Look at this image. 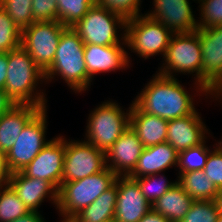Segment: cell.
<instances>
[{
  "mask_svg": "<svg viewBox=\"0 0 222 222\" xmlns=\"http://www.w3.org/2000/svg\"><path fill=\"white\" fill-rule=\"evenodd\" d=\"M130 127L144 147L166 142L168 120L142 112L133 102L130 110Z\"/></svg>",
  "mask_w": 222,
  "mask_h": 222,
  "instance_id": "obj_21",
  "label": "cell"
},
{
  "mask_svg": "<svg viewBox=\"0 0 222 222\" xmlns=\"http://www.w3.org/2000/svg\"><path fill=\"white\" fill-rule=\"evenodd\" d=\"M61 217H63V220L61 222H78L74 216L61 215Z\"/></svg>",
  "mask_w": 222,
  "mask_h": 222,
  "instance_id": "obj_42",
  "label": "cell"
},
{
  "mask_svg": "<svg viewBox=\"0 0 222 222\" xmlns=\"http://www.w3.org/2000/svg\"><path fill=\"white\" fill-rule=\"evenodd\" d=\"M219 213L216 200H194L180 222H216Z\"/></svg>",
  "mask_w": 222,
  "mask_h": 222,
  "instance_id": "obj_32",
  "label": "cell"
},
{
  "mask_svg": "<svg viewBox=\"0 0 222 222\" xmlns=\"http://www.w3.org/2000/svg\"><path fill=\"white\" fill-rule=\"evenodd\" d=\"M34 22L58 21L57 0H32Z\"/></svg>",
  "mask_w": 222,
  "mask_h": 222,
  "instance_id": "obj_34",
  "label": "cell"
},
{
  "mask_svg": "<svg viewBox=\"0 0 222 222\" xmlns=\"http://www.w3.org/2000/svg\"><path fill=\"white\" fill-rule=\"evenodd\" d=\"M41 110L33 105H14L0 116V149L6 154L26 124Z\"/></svg>",
  "mask_w": 222,
  "mask_h": 222,
  "instance_id": "obj_22",
  "label": "cell"
},
{
  "mask_svg": "<svg viewBox=\"0 0 222 222\" xmlns=\"http://www.w3.org/2000/svg\"><path fill=\"white\" fill-rule=\"evenodd\" d=\"M47 108L41 109L22 129L14 145L6 153L10 173L22 171L50 142L46 141Z\"/></svg>",
  "mask_w": 222,
  "mask_h": 222,
  "instance_id": "obj_9",
  "label": "cell"
},
{
  "mask_svg": "<svg viewBox=\"0 0 222 222\" xmlns=\"http://www.w3.org/2000/svg\"><path fill=\"white\" fill-rule=\"evenodd\" d=\"M202 50L201 86L222 99V26L198 28ZM219 97V98H218Z\"/></svg>",
  "mask_w": 222,
  "mask_h": 222,
  "instance_id": "obj_11",
  "label": "cell"
},
{
  "mask_svg": "<svg viewBox=\"0 0 222 222\" xmlns=\"http://www.w3.org/2000/svg\"><path fill=\"white\" fill-rule=\"evenodd\" d=\"M217 145L220 147V149L222 150V139L220 142L217 143Z\"/></svg>",
  "mask_w": 222,
  "mask_h": 222,
  "instance_id": "obj_44",
  "label": "cell"
},
{
  "mask_svg": "<svg viewBox=\"0 0 222 222\" xmlns=\"http://www.w3.org/2000/svg\"><path fill=\"white\" fill-rule=\"evenodd\" d=\"M0 7L7 12L21 31L34 22L32 0H0Z\"/></svg>",
  "mask_w": 222,
  "mask_h": 222,
  "instance_id": "obj_29",
  "label": "cell"
},
{
  "mask_svg": "<svg viewBox=\"0 0 222 222\" xmlns=\"http://www.w3.org/2000/svg\"><path fill=\"white\" fill-rule=\"evenodd\" d=\"M8 184L30 211L38 212L39 206L46 197L54 203L55 207L57 206L58 190L49 181L31 178L18 171L10 174Z\"/></svg>",
  "mask_w": 222,
  "mask_h": 222,
  "instance_id": "obj_19",
  "label": "cell"
},
{
  "mask_svg": "<svg viewBox=\"0 0 222 222\" xmlns=\"http://www.w3.org/2000/svg\"><path fill=\"white\" fill-rule=\"evenodd\" d=\"M216 222H222V213H219Z\"/></svg>",
  "mask_w": 222,
  "mask_h": 222,
  "instance_id": "obj_43",
  "label": "cell"
},
{
  "mask_svg": "<svg viewBox=\"0 0 222 222\" xmlns=\"http://www.w3.org/2000/svg\"><path fill=\"white\" fill-rule=\"evenodd\" d=\"M96 4L95 0H57L58 21L73 27Z\"/></svg>",
  "mask_w": 222,
  "mask_h": 222,
  "instance_id": "obj_27",
  "label": "cell"
},
{
  "mask_svg": "<svg viewBox=\"0 0 222 222\" xmlns=\"http://www.w3.org/2000/svg\"><path fill=\"white\" fill-rule=\"evenodd\" d=\"M205 144L206 141L198 146L190 147L179 153L177 166L180 169L179 173L204 169L207 157L211 151Z\"/></svg>",
  "mask_w": 222,
  "mask_h": 222,
  "instance_id": "obj_30",
  "label": "cell"
},
{
  "mask_svg": "<svg viewBox=\"0 0 222 222\" xmlns=\"http://www.w3.org/2000/svg\"><path fill=\"white\" fill-rule=\"evenodd\" d=\"M192 97L177 78L164 76L156 71L132 102L142 112L172 120L196 111Z\"/></svg>",
  "mask_w": 222,
  "mask_h": 222,
  "instance_id": "obj_1",
  "label": "cell"
},
{
  "mask_svg": "<svg viewBox=\"0 0 222 222\" xmlns=\"http://www.w3.org/2000/svg\"><path fill=\"white\" fill-rule=\"evenodd\" d=\"M203 172L218 190H222V150L217 144L209 152Z\"/></svg>",
  "mask_w": 222,
  "mask_h": 222,
  "instance_id": "obj_33",
  "label": "cell"
},
{
  "mask_svg": "<svg viewBox=\"0 0 222 222\" xmlns=\"http://www.w3.org/2000/svg\"><path fill=\"white\" fill-rule=\"evenodd\" d=\"M193 201V198L177 182L153 203L152 209L170 222H180L189 211Z\"/></svg>",
  "mask_w": 222,
  "mask_h": 222,
  "instance_id": "obj_23",
  "label": "cell"
},
{
  "mask_svg": "<svg viewBox=\"0 0 222 222\" xmlns=\"http://www.w3.org/2000/svg\"><path fill=\"white\" fill-rule=\"evenodd\" d=\"M21 46V30L14 24L7 12L0 7V53Z\"/></svg>",
  "mask_w": 222,
  "mask_h": 222,
  "instance_id": "obj_31",
  "label": "cell"
},
{
  "mask_svg": "<svg viewBox=\"0 0 222 222\" xmlns=\"http://www.w3.org/2000/svg\"><path fill=\"white\" fill-rule=\"evenodd\" d=\"M158 175L160 176L159 178L157 177ZM134 180L138 183L142 194L151 206L177 183V180L175 182L168 181L167 178L165 179V176L163 174L160 175V173L143 176Z\"/></svg>",
  "mask_w": 222,
  "mask_h": 222,
  "instance_id": "obj_28",
  "label": "cell"
},
{
  "mask_svg": "<svg viewBox=\"0 0 222 222\" xmlns=\"http://www.w3.org/2000/svg\"><path fill=\"white\" fill-rule=\"evenodd\" d=\"M125 45L126 43L109 46L84 44V60L88 77L93 80L98 73H108L128 68L130 57L124 49V47H127Z\"/></svg>",
  "mask_w": 222,
  "mask_h": 222,
  "instance_id": "obj_16",
  "label": "cell"
},
{
  "mask_svg": "<svg viewBox=\"0 0 222 222\" xmlns=\"http://www.w3.org/2000/svg\"><path fill=\"white\" fill-rule=\"evenodd\" d=\"M216 202L218 203L220 213H222V190H219Z\"/></svg>",
  "mask_w": 222,
  "mask_h": 222,
  "instance_id": "obj_41",
  "label": "cell"
},
{
  "mask_svg": "<svg viewBox=\"0 0 222 222\" xmlns=\"http://www.w3.org/2000/svg\"><path fill=\"white\" fill-rule=\"evenodd\" d=\"M31 212L8 184L0 187V222H12Z\"/></svg>",
  "mask_w": 222,
  "mask_h": 222,
  "instance_id": "obj_26",
  "label": "cell"
},
{
  "mask_svg": "<svg viewBox=\"0 0 222 222\" xmlns=\"http://www.w3.org/2000/svg\"><path fill=\"white\" fill-rule=\"evenodd\" d=\"M115 101L108 100L98 105L89 114L85 140L104 153L130 127L129 106L126 113Z\"/></svg>",
  "mask_w": 222,
  "mask_h": 222,
  "instance_id": "obj_5",
  "label": "cell"
},
{
  "mask_svg": "<svg viewBox=\"0 0 222 222\" xmlns=\"http://www.w3.org/2000/svg\"><path fill=\"white\" fill-rule=\"evenodd\" d=\"M177 182L193 200H216L219 190L203 170L178 173Z\"/></svg>",
  "mask_w": 222,
  "mask_h": 222,
  "instance_id": "obj_25",
  "label": "cell"
},
{
  "mask_svg": "<svg viewBox=\"0 0 222 222\" xmlns=\"http://www.w3.org/2000/svg\"><path fill=\"white\" fill-rule=\"evenodd\" d=\"M14 102L8 97L4 90L0 89V116L14 106Z\"/></svg>",
  "mask_w": 222,
  "mask_h": 222,
  "instance_id": "obj_38",
  "label": "cell"
},
{
  "mask_svg": "<svg viewBox=\"0 0 222 222\" xmlns=\"http://www.w3.org/2000/svg\"><path fill=\"white\" fill-rule=\"evenodd\" d=\"M8 53H0V89L4 90L7 77Z\"/></svg>",
  "mask_w": 222,
  "mask_h": 222,
  "instance_id": "obj_37",
  "label": "cell"
},
{
  "mask_svg": "<svg viewBox=\"0 0 222 222\" xmlns=\"http://www.w3.org/2000/svg\"><path fill=\"white\" fill-rule=\"evenodd\" d=\"M163 59L165 62L163 61L157 73L174 78L176 73L184 75L195 73L193 76L197 93L211 95L201 86L202 50L197 30L173 33Z\"/></svg>",
  "mask_w": 222,
  "mask_h": 222,
  "instance_id": "obj_4",
  "label": "cell"
},
{
  "mask_svg": "<svg viewBox=\"0 0 222 222\" xmlns=\"http://www.w3.org/2000/svg\"><path fill=\"white\" fill-rule=\"evenodd\" d=\"M172 35L168 28L144 14L126 20V46L145 60L157 54L164 58Z\"/></svg>",
  "mask_w": 222,
  "mask_h": 222,
  "instance_id": "obj_8",
  "label": "cell"
},
{
  "mask_svg": "<svg viewBox=\"0 0 222 222\" xmlns=\"http://www.w3.org/2000/svg\"><path fill=\"white\" fill-rule=\"evenodd\" d=\"M10 174L6 164V154L0 149V187L8 185Z\"/></svg>",
  "mask_w": 222,
  "mask_h": 222,
  "instance_id": "obj_36",
  "label": "cell"
},
{
  "mask_svg": "<svg viewBox=\"0 0 222 222\" xmlns=\"http://www.w3.org/2000/svg\"><path fill=\"white\" fill-rule=\"evenodd\" d=\"M125 25L126 19L122 15L111 11L105 5L96 4L72 28L84 44L109 46L126 43ZM118 29H123V34L119 35L121 30Z\"/></svg>",
  "mask_w": 222,
  "mask_h": 222,
  "instance_id": "obj_7",
  "label": "cell"
},
{
  "mask_svg": "<svg viewBox=\"0 0 222 222\" xmlns=\"http://www.w3.org/2000/svg\"><path fill=\"white\" fill-rule=\"evenodd\" d=\"M116 202L117 185L114 183L74 217L78 222H114Z\"/></svg>",
  "mask_w": 222,
  "mask_h": 222,
  "instance_id": "obj_24",
  "label": "cell"
},
{
  "mask_svg": "<svg viewBox=\"0 0 222 222\" xmlns=\"http://www.w3.org/2000/svg\"><path fill=\"white\" fill-rule=\"evenodd\" d=\"M106 168L105 153L87 141L66 140L62 182L78 181Z\"/></svg>",
  "mask_w": 222,
  "mask_h": 222,
  "instance_id": "obj_12",
  "label": "cell"
},
{
  "mask_svg": "<svg viewBox=\"0 0 222 222\" xmlns=\"http://www.w3.org/2000/svg\"><path fill=\"white\" fill-rule=\"evenodd\" d=\"M179 153L166 141L145 147L134 170L128 175L131 179L165 172L178 166Z\"/></svg>",
  "mask_w": 222,
  "mask_h": 222,
  "instance_id": "obj_20",
  "label": "cell"
},
{
  "mask_svg": "<svg viewBox=\"0 0 222 222\" xmlns=\"http://www.w3.org/2000/svg\"><path fill=\"white\" fill-rule=\"evenodd\" d=\"M208 133L197 110L185 117L168 120L166 141L178 152L202 144Z\"/></svg>",
  "mask_w": 222,
  "mask_h": 222,
  "instance_id": "obj_18",
  "label": "cell"
},
{
  "mask_svg": "<svg viewBox=\"0 0 222 222\" xmlns=\"http://www.w3.org/2000/svg\"><path fill=\"white\" fill-rule=\"evenodd\" d=\"M116 177L117 175L106 167L103 171L78 181L62 182L58 189L56 209L60 215L75 216L109 189Z\"/></svg>",
  "mask_w": 222,
  "mask_h": 222,
  "instance_id": "obj_6",
  "label": "cell"
},
{
  "mask_svg": "<svg viewBox=\"0 0 222 222\" xmlns=\"http://www.w3.org/2000/svg\"><path fill=\"white\" fill-rule=\"evenodd\" d=\"M195 1V0H193ZM189 0H154V10L145 15L152 18L172 33H186L198 29Z\"/></svg>",
  "mask_w": 222,
  "mask_h": 222,
  "instance_id": "obj_15",
  "label": "cell"
},
{
  "mask_svg": "<svg viewBox=\"0 0 222 222\" xmlns=\"http://www.w3.org/2000/svg\"><path fill=\"white\" fill-rule=\"evenodd\" d=\"M64 156L65 138L64 136H56L22 172L28 177L49 181L58 190L62 183Z\"/></svg>",
  "mask_w": 222,
  "mask_h": 222,
  "instance_id": "obj_13",
  "label": "cell"
},
{
  "mask_svg": "<svg viewBox=\"0 0 222 222\" xmlns=\"http://www.w3.org/2000/svg\"><path fill=\"white\" fill-rule=\"evenodd\" d=\"M43 81L45 82L44 72L22 46L8 52L4 91L14 104L47 108L45 93L37 90L38 84Z\"/></svg>",
  "mask_w": 222,
  "mask_h": 222,
  "instance_id": "obj_2",
  "label": "cell"
},
{
  "mask_svg": "<svg viewBox=\"0 0 222 222\" xmlns=\"http://www.w3.org/2000/svg\"><path fill=\"white\" fill-rule=\"evenodd\" d=\"M65 28L59 21L33 22L21 31V46L44 73L53 63Z\"/></svg>",
  "mask_w": 222,
  "mask_h": 222,
  "instance_id": "obj_10",
  "label": "cell"
},
{
  "mask_svg": "<svg viewBox=\"0 0 222 222\" xmlns=\"http://www.w3.org/2000/svg\"><path fill=\"white\" fill-rule=\"evenodd\" d=\"M144 148L137 134L129 127L105 152L106 167L117 176H128L134 170Z\"/></svg>",
  "mask_w": 222,
  "mask_h": 222,
  "instance_id": "obj_17",
  "label": "cell"
},
{
  "mask_svg": "<svg viewBox=\"0 0 222 222\" xmlns=\"http://www.w3.org/2000/svg\"><path fill=\"white\" fill-rule=\"evenodd\" d=\"M44 75L45 83L56 75L61 76L67 86L79 94L91 85L84 60V43L72 27L63 30L53 63Z\"/></svg>",
  "mask_w": 222,
  "mask_h": 222,
  "instance_id": "obj_3",
  "label": "cell"
},
{
  "mask_svg": "<svg viewBox=\"0 0 222 222\" xmlns=\"http://www.w3.org/2000/svg\"><path fill=\"white\" fill-rule=\"evenodd\" d=\"M95 2L107 6L126 20L142 14L140 13L141 0H95Z\"/></svg>",
  "mask_w": 222,
  "mask_h": 222,
  "instance_id": "obj_35",
  "label": "cell"
},
{
  "mask_svg": "<svg viewBox=\"0 0 222 222\" xmlns=\"http://www.w3.org/2000/svg\"><path fill=\"white\" fill-rule=\"evenodd\" d=\"M117 202L114 222H139L152 209L138 183L128 176H117Z\"/></svg>",
  "mask_w": 222,
  "mask_h": 222,
  "instance_id": "obj_14",
  "label": "cell"
},
{
  "mask_svg": "<svg viewBox=\"0 0 222 222\" xmlns=\"http://www.w3.org/2000/svg\"><path fill=\"white\" fill-rule=\"evenodd\" d=\"M12 222H45L43 216L41 215L40 211H31L25 216L17 218Z\"/></svg>",
  "mask_w": 222,
  "mask_h": 222,
  "instance_id": "obj_40",
  "label": "cell"
},
{
  "mask_svg": "<svg viewBox=\"0 0 222 222\" xmlns=\"http://www.w3.org/2000/svg\"><path fill=\"white\" fill-rule=\"evenodd\" d=\"M139 222H170L167 218L163 217L160 213L155 212L153 209L148 211Z\"/></svg>",
  "mask_w": 222,
  "mask_h": 222,
  "instance_id": "obj_39",
  "label": "cell"
}]
</instances>
